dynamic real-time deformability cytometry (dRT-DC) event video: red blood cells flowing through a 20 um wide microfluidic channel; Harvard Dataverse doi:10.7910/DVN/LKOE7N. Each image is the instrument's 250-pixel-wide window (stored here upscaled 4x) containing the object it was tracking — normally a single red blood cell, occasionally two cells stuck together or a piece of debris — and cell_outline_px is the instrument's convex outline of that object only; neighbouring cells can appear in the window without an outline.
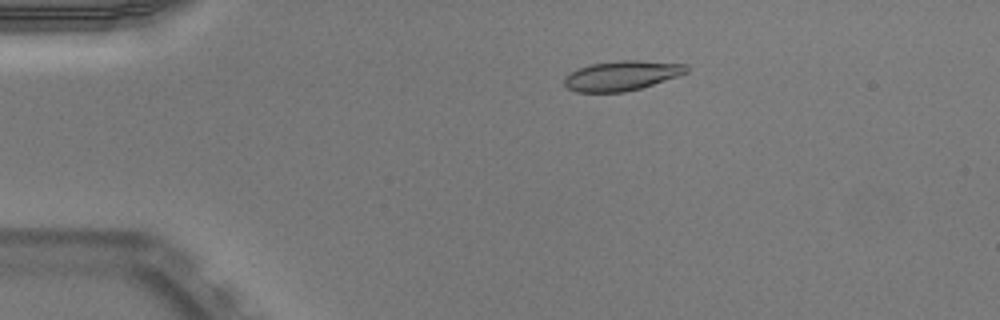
{"species": "Egyptian fruit bat (a non-hibernating species)", "species_latin": "Rousettus aegyptiacus", "temperature_condition": "warm", "stored_images_in_passage": 44, "camera_frame_rate_fps": 3000, "um_per_image_px": 0.085, "animal": {"sex": "male"}, "frame": {"image": 1, "passage_image": 3, "time_ms": 0.667, "image_size_px": [1000, 320], "cell_outline_px": [[688, 72], [640, 88], [624, 92], [576, 92], [568, 88], [564, 84], [564, 76], [580, 68], [592, 64], [620, 60], [640, 60], [688, 64]], "centroid_in_image_um": [52.84, 6.42], "position_along_channel_um": 32.2, "area_um2": 20.98}}
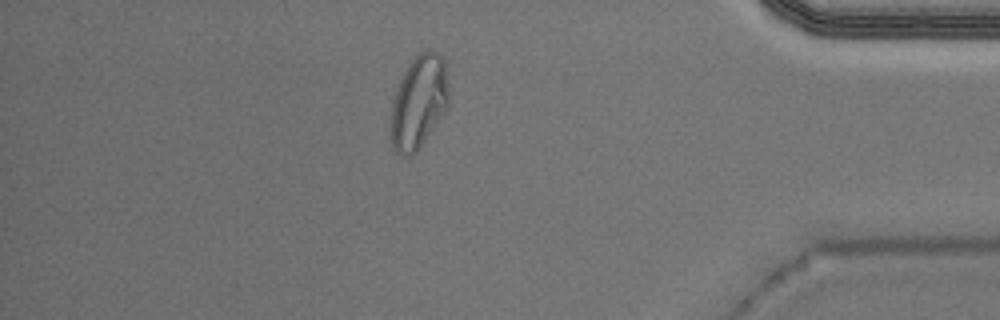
{"frame": {"image": 2, "passage_image": 37, "time_ms": 12.0, "image_size_px": [1000, 320], "cell_outline_px": [[448, 104], [444, 112], [420, 148], [412, 156], [400, 156], [392, 148], [392, 104], [400, 80], [408, 64], [424, 48], [428, 48], [436, 52], [444, 60], [448, 92]], "centroid_in_image_um": [35.6, 8.68], "position_along_channel_um": 399.6, "area_um2": 31.1}}
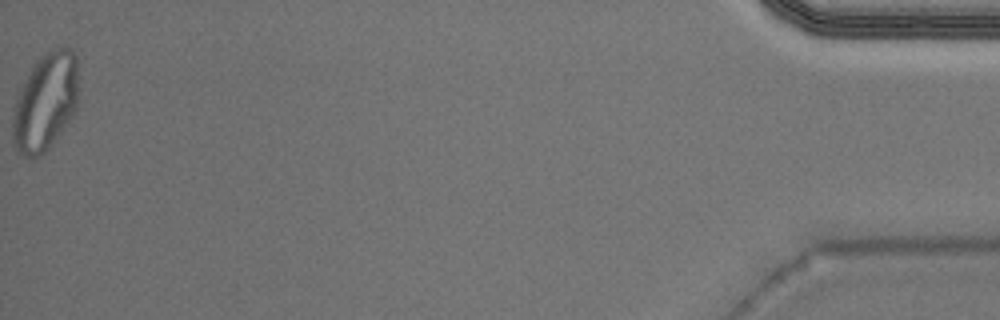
{"frame": {"image": 3, "passage_image": 44, "time_ms": 14.333, "image_size_px": [1000, 320], "cell_outline_px": [[76, 112], [44, 152], [36, 156], [28, 156], [16, 152], [12, 144], [12, 116], [16, 100], [36, 60], [44, 52], [56, 44], [72, 48], [76, 56]], "centroid_in_image_um": [3.85, 8.62], "position_along_channel_um": 431.4, "area_um2": 37.17}, "authors_computed_cell_mechanics": {"area_um2": 21.5883, "velocity_mm_per_s": 3.9883, "shape_relaxation_time_tau1_ms": null, "shape_relaxation_time_tau2_ms": 1.0547, "deformation_change_tau1": null, "deformation_change_tau2": 0.0717}}